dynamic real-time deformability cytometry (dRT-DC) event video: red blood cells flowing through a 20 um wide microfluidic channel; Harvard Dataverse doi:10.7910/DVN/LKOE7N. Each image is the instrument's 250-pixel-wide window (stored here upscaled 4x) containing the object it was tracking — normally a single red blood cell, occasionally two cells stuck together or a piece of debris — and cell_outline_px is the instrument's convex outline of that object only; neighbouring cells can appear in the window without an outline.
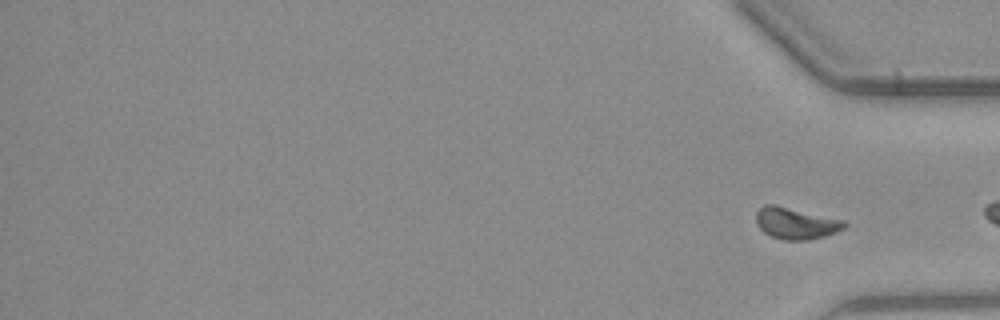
{"species": "common noctule bat (a hibernating species)", "species_latin": "Nyctalus noctula", "temperature_condition": "warm", "stored_images_in_passage": 40, "segment_of_instrument_passage": [2, 2], "camera_frame_rate_fps": 3000, "um_per_image_px": 0.085, "animal": {"sex": "male", "body_mass_g": 23.1, "forearm_length_mm": 52.7}, "frame": {"image": 1, "passage_image": 40, "time_ms": 13.0, "image_size_px": [1000, 320], "cell_outline_px": [[848, 224], [844, 228], [836, 232], [824, 236], [808, 240], [784, 240], [772, 236], [764, 232], [756, 224], [756, 212], [764, 204], [772, 204], [844, 220]], "centroid_in_image_um": [67.64, 18.98], "position_along_channel_um": 367.6, "area_um2": 16.07}}